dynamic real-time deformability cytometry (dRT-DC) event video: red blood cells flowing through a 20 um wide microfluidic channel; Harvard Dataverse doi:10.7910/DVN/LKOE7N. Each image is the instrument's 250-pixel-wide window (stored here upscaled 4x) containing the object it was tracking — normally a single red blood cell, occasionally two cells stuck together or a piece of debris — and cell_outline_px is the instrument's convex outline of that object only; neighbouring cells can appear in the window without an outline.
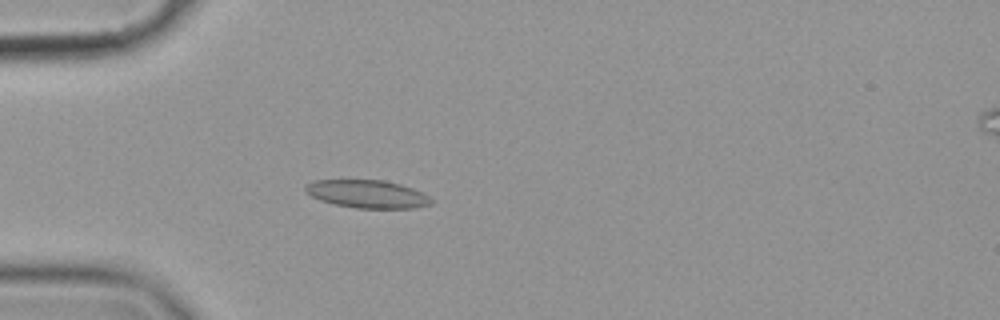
{"species": "common noctule bat (a hibernating species)", "species_latin": "Nyctalus noctula", "temperature_condition": "cold", "stored_images_in_passage": 43, "camera_frame_rate_fps": 3000, "um_per_image_px": 0.085, "animal": {"sex": "female", "body_mass_g": 19.9}, "frame": {"image": 1, "passage_image": 3, "time_ms": 0.667, "image_size_px": [1000, 320], "cell_outline_px": [[432, 204], [412, 208], [356, 208], [332, 204], [320, 200], [304, 192], [304, 188], [308, 184], [316, 180], [384, 180], [400, 184], [412, 188], [428, 196], [432, 200]], "centroid_in_image_um": [31.2, 16.49], "position_along_channel_um": 53.8, "area_um2": 20.4}}
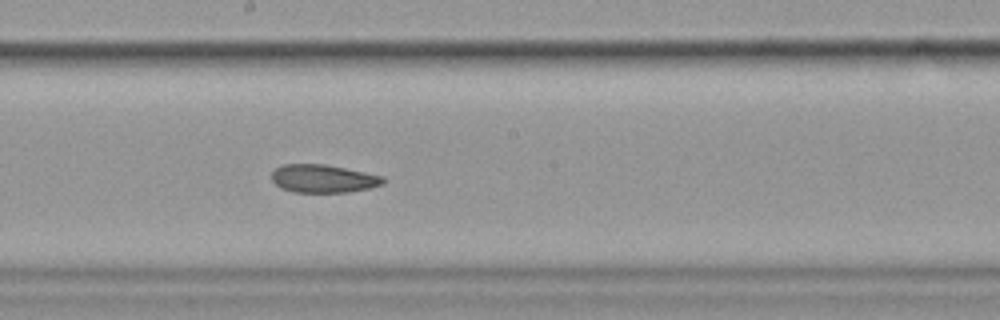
{"frame": {"image": 2, "passage_image": 18, "time_ms": 5.667, "image_size_px": [1000, 320], "cell_outline_px": [[388, 180], [384, 184], [368, 188], [348, 192], [292, 192], [280, 188], [272, 180], [272, 172], [276, 168], [284, 164], [324, 164], [384, 176]], "centroid_in_image_um": [27.49, 15.18], "position_along_channel_um": 220.7, "area_um2": 18.26}}
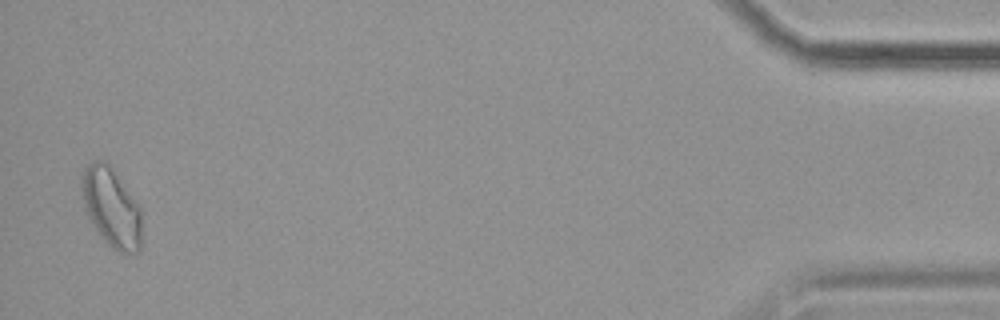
{"frame": {"image": 3, "passage_image": 42, "time_ms": 13.667, "image_size_px": [1000, 320], "cell_outline_px": [[140, 252], [120, 252], [112, 248], [108, 244], [96, 228], [88, 216], [84, 208], [80, 192], [80, 176], [88, 164], [92, 160], [104, 160], [108, 164], [140, 204]], "centroid_in_image_um": [9.44, 17.58], "position_along_channel_um": 425.8, "area_um2": 27.57}, "authors_computed_cell_mechanics": {"area_um2": 19.1318, "velocity_mm_per_s": 3.5566, "shape_relaxation_time_tau1_ms": 10.2501, "shape_relaxation_time_tau2_ms": 2.5806, "deformation_change_tau1": 0.1814, "deformation_change_tau2": 0.0821}}